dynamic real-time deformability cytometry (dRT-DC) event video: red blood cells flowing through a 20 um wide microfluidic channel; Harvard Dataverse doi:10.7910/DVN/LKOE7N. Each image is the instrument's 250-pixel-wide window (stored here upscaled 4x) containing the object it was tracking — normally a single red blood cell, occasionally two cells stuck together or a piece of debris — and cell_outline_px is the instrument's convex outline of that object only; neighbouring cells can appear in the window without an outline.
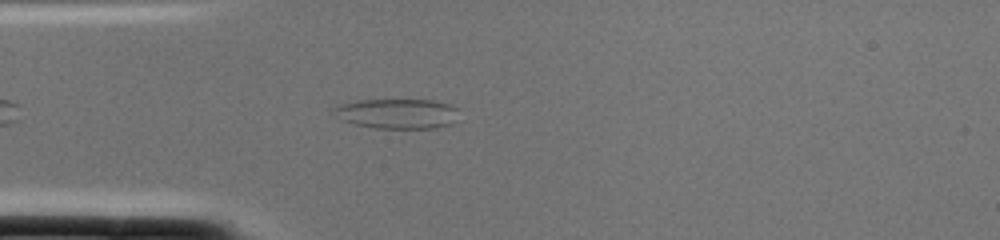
{"species": "common noctule bat (a hibernating species)", "species_latin": "Nyctalus noctula", "temperature_condition": "cold", "stored_images_in_passage": 2, "camera_frame_rate_fps": 3000, "um_per_image_px": 0.085, "animal": {"sex": "female", "body_mass_g": 22.0, "forearm_length_mm": 56.7}, "frame": {"image": 1, "passage_image": 2, "time_ms": 0.333, "image_size_px": [1000, 240], "cell_outline_px": [[456, 108], [452, 124], [436, 128], [376, 128], [352, 124], [340, 120], [328, 108], [360, 100], [432, 100], [448, 104]], "centroid_in_image_um": [33.67, 9.67], "position_along_channel_um": 51.3, "area_um2": 21.73}}